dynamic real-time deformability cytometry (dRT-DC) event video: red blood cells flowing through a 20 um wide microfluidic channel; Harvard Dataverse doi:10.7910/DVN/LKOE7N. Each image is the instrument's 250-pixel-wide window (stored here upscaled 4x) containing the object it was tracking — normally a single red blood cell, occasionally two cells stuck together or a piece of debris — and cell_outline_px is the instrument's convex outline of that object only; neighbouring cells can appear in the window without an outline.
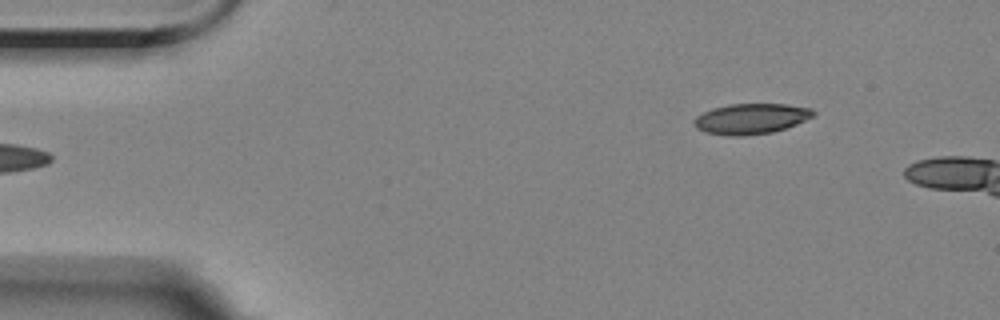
{"species": "Egyptian fruit bat (a non-hibernating species)", "species_latin": "Rousettus aegyptiacus", "temperature_condition": "room temperature", "stored_images_in_passage": 5, "segment_of_instrument_passage": [2, 2], "camera_frame_rate_fps": 3000, "um_per_image_px": 0.085, "animal": {"sex": "female"}, "frame": {"image": 1, "passage_image": 5, "time_ms": 4.333, "image_size_px": [1000, 320], "cell_outline_px": [[816, 112], [812, 116], [796, 124], [772, 132], [744, 136], [732, 136], [704, 132], [696, 128], [692, 124], [692, 120], [696, 116], [712, 108], [728, 104], [788, 104], [812, 108]], "centroid_in_image_um": [63.79, 10.09], "position_along_channel_um": 21.2, "area_um2": 21.27}}